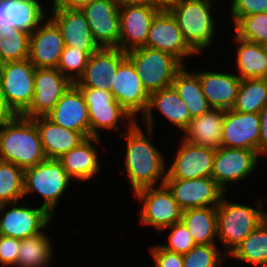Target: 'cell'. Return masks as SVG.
I'll return each mask as SVG.
<instances>
[{
  "label": "cell",
  "mask_w": 267,
  "mask_h": 267,
  "mask_svg": "<svg viewBox=\"0 0 267 267\" xmlns=\"http://www.w3.org/2000/svg\"><path fill=\"white\" fill-rule=\"evenodd\" d=\"M164 184L183 211L191 208L217 207L225 195L212 177L165 179Z\"/></svg>",
  "instance_id": "30bf717a"
},
{
  "label": "cell",
  "mask_w": 267,
  "mask_h": 267,
  "mask_svg": "<svg viewBox=\"0 0 267 267\" xmlns=\"http://www.w3.org/2000/svg\"><path fill=\"white\" fill-rule=\"evenodd\" d=\"M236 260L267 266V217L229 254Z\"/></svg>",
  "instance_id": "d6a6232c"
},
{
  "label": "cell",
  "mask_w": 267,
  "mask_h": 267,
  "mask_svg": "<svg viewBox=\"0 0 267 267\" xmlns=\"http://www.w3.org/2000/svg\"><path fill=\"white\" fill-rule=\"evenodd\" d=\"M172 86L184 101L192 118L212 109L202 91L197 73L187 72L183 66L175 75Z\"/></svg>",
  "instance_id": "4dcf8cb0"
},
{
  "label": "cell",
  "mask_w": 267,
  "mask_h": 267,
  "mask_svg": "<svg viewBox=\"0 0 267 267\" xmlns=\"http://www.w3.org/2000/svg\"><path fill=\"white\" fill-rule=\"evenodd\" d=\"M230 11L236 24L243 16L267 12V0H233Z\"/></svg>",
  "instance_id": "b9f144b4"
},
{
  "label": "cell",
  "mask_w": 267,
  "mask_h": 267,
  "mask_svg": "<svg viewBox=\"0 0 267 267\" xmlns=\"http://www.w3.org/2000/svg\"><path fill=\"white\" fill-rule=\"evenodd\" d=\"M119 6L125 5H165L161 0H116Z\"/></svg>",
  "instance_id": "c3c4849f"
},
{
  "label": "cell",
  "mask_w": 267,
  "mask_h": 267,
  "mask_svg": "<svg viewBox=\"0 0 267 267\" xmlns=\"http://www.w3.org/2000/svg\"><path fill=\"white\" fill-rule=\"evenodd\" d=\"M267 212L229 202L222 196L217 206V236L230 254L265 218Z\"/></svg>",
  "instance_id": "277c9868"
},
{
  "label": "cell",
  "mask_w": 267,
  "mask_h": 267,
  "mask_svg": "<svg viewBox=\"0 0 267 267\" xmlns=\"http://www.w3.org/2000/svg\"><path fill=\"white\" fill-rule=\"evenodd\" d=\"M5 204H6V203L0 199V213L2 212V210H3L4 206H5Z\"/></svg>",
  "instance_id": "681fc988"
},
{
  "label": "cell",
  "mask_w": 267,
  "mask_h": 267,
  "mask_svg": "<svg viewBox=\"0 0 267 267\" xmlns=\"http://www.w3.org/2000/svg\"><path fill=\"white\" fill-rule=\"evenodd\" d=\"M30 34L29 61L35 68H57L64 50L58 26L49 18Z\"/></svg>",
  "instance_id": "7402d4cb"
},
{
  "label": "cell",
  "mask_w": 267,
  "mask_h": 267,
  "mask_svg": "<svg viewBox=\"0 0 267 267\" xmlns=\"http://www.w3.org/2000/svg\"><path fill=\"white\" fill-rule=\"evenodd\" d=\"M200 84L209 105L213 109L230 110L233 108L241 79L234 74L199 72Z\"/></svg>",
  "instance_id": "4316f807"
},
{
  "label": "cell",
  "mask_w": 267,
  "mask_h": 267,
  "mask_svg": "<svg viewBox=\"0 0 267 267\" xmlns=\"http://www.w3.org/2000/svg\"><path fill=\"white\" fill-rule=\"evenodd\" d=\"M126 57V52L119 48L101 47L89 56L85 72L75 84L110 91L117 68Z\"/></svg>",
  "instance_id": "603a6c76"
},
{
  "label": "cell",
  "mask_w": 267,
  "mask_h": 267,
  "mask_svg": "<svg viewBox=\"0 0 267 267\" xmlns=\"http://www.w3.org/2000/svg\"><path fill=\"white\" fill-rule=\"evenodd\" d=\"M153 108L159 109L169 122L183 132L188 128L192 119L184 101L180 98L172 85L154 91L150 93L147 110L143 116H141L144 124L147 125L146 130L150 138H152L151 136L153 133Z\"/></svg>",
  "instance_id": "cb8c5ba5"
},
{
  "label": "cell",
  "mask_w": 267,
  "mask_h": 267,
  "mask_svg": "<svg viewBox=\"0 0 267 267\" xmlns=\"http://www.w3.org/2000/svg\"><path fill=\"white\" fill-rule=\"evenodd\" d=\"M164 6L174 16L185 41L196 54L210 46L215 32L210 0H170Z\"/></svg>",
  "instance_id": "3957f363"
},
{
  "label": "cell",
  "mask_w": 267,
  "mask_h": 267,
  "mask_svg": "<svg viewBox=\"0 0 267 267\" xmlns=\"http://www.w3.org/2000/svg\"><path fill=\"white\" fill-rule=\"evenodd\" d=\"M134 64L143 87L150 94L172 85L177 72L185 66L173 55L160 50L139 47L126 52Z\"/></svg>",
  "instance_id": "5b68a950"
},
{
  "label": "cell",
  "mask_w": 267,
  "mask_h": 267,
  "mask_svg": "<svg viewBox=\"0 0 267 267\" xmlns=\"http://www.w3.org/2000/svg\"><path fill=\"white\" fill-rule=\"evenodd\" d=\"M72 84L57 68H36L33 101L22 116H46Z\"/></svg>",
  "instance_id": "4fadbf2b"
},
{
  "label": "cell",
  "mask_w": 267,
  "mask_h": 267,
  "mask_svg": "<svg viewBox=\"0 0 267 267\" xmlns=\"http://www.w3.org/2000/svg\"><path fill=\"white\" fill-rule=\"evenodd\" d=\"M134 194L143 202L141 224L155 226L161 231L181 221L183 210L165 184L158 188H144Z\"/></svg>",
  "instance_id": "ba28073f"
},
{
  "label": "cell",
  "mask_w": 267,
  "mask_h": 267,
  "mask_svg": "<svg viewBox=\"0 0 267 267\" xmlns=\"http://www.w3.org/2000/svg\"><path fill=\"white\" fill-rule=\"evenodd\" d=\"M224 110L210 109L192 118L183 137L189 143L216 150L221 146Z\"/></svg>",
  "instance_id": "83f0119b"
},
{
  "label": "cell",
  "mask_w": 267,
  "mask_h": 267,
  "mask_svg": "<svg viewBox=\"0 0 267 267\" xmlns=\"http://www.w3.org/2000/svg\"><path fill=\"white\" fill-rule=\"evenodd\" d=\"M262 47H263V49H264V51H265V54H266V57H267V43L264 44V45H262Z\"/></svg>",
  "instance_id": "f907efd6"
},
{
  "label": "cell",
  "mask_w": 267,
  "mask_h": 267,
  "mask_svg": "<svg viewBox=\"0 0 267 267\" xmlns=\"http://www.w3.org/2000/svg\"><path fill=\"white\" fill-rule=\"evenodd\" d=\"M170 228L168 245H160L163 249L179 254L188 253L196 244L190 232L182 221L176 222Z\"/></svg>",
  "instance_id": "60d3db41"
},
{
  "label": "cell",
  "mask_w": 267,
  "mask_h": 267,
  "mask_svg": "<svg viewBox=\"0 0 267 267\" xmlns=\"http://www.w3.org/2000/svg\"><path fill=\"white\" fill-rule=\"evenodd\" d=\"M79 88L88 107L90 137L100 138L99 129L119 130L120 128L117 124L122 119L123 121L124 119L138 121L114 99L111 91H104L93 87Z\"/></svg>",
  "instance_id": "9c48e42d"
},
{
  "label": "cell",
  "mask_w": 267,
  "mask_h": 267,
  "mask_svg": "<svg viewBox=\"0 0 267 267\" xmlns=\"http://www.w3.org/2000/svg\"><path fill=\"white\" fill-rule=\"evenodd\" d=\"M24 170L0 160V199L6 204L17 203L24 197Z\"/></svg>",
  "instance_id": "8d00e7d4"
},
{
  "label": "cell",
  "mask_w": 267,
  "mask_h": 267,
  "mask_svg": "<svg viewBox=\"0 0 267 267\" xmlns=\"http://www.w3.org/2000/svg\"><path fill=\"white\" fill-rule=\"evenodd\" d=\"M150 252L155 260V267H183V254L167 251L160 244L151 247Z\"/></svg>",
  "instance_id": "ee69618b"
},
{
  "label": "cell",
  "mask_w": 267,
  "mask_h": 267,
  "mask_svg": "<svg viewBox=\"0 0 267 267\" xmlns=\"http://www.w3.org/2000/svg\"><path fill=\"white\" fill-rule=\"evenodd\" d=\"M0 129V160L24 170L47 159L32 118L16 115L0 124Z\"/></svg>",
  "instance_id": "7a4b0ae2"
},
{
  "label": "cell",
  "mask_w": 267,
  "mask_h": 267,
  "mask_svg": "<svg viewBox=\"0 0 267 267\" xmlns=\"http://www.w3.org/2000/svg\"><path fill=\"white\" fill-rule=\"evenodd\" d=\"M223 256L216 244L195 245L183 254V267H221Z\"/></svg>",
  "instance_id": "ab89813d"
},
{
  "label": "cell",
  "mask_w": 267,
  "mask_h": 267,
  "mask_svg": "<svg viewBox=\"0 0 267 267\" xmlns=\"http://www.w3.org/2000/svg\"><path fill=\"white\" fill-rule=\"evenodd\" d=\"M92 0H52V8L81 9Z\"/></svg>",
  "instance_id": "bcb514c9"
},
{
  "label": "cell",
  "mask_w": 267,
  "mask_h": 267,
  "mask_svg": "<svg viewBox=\"0 0 267 267\" xmlns=\"http://www.w3.org/2000/svg\"><path fill=\"white\" fill-rule=\"evenodd\" d=\"M51 12L49 18L58 26L65 46L84 51L89 56L101 48L81 9L52 8Z\"/></svg>",
  "instance_id": "d6986e66"
},
{
  "label": "cell",
  "mask_w": 267,
  "mask_h": 267,
  "mask_svg": "<svg viewBox=\"0 0 267 267\" xmlns=\"http://www.w3.org/2000/svg\"><path fill=\"white\" fill-rule=\"evenodd\" d=\"M114 99L135 118L141 111V116L146 112L150 94L143 87L136 73L134 64L126 57L118 66L114 75L112 89Z\"/></svg>",
  "instance_id": "2e32d148"
},
{
  "label": "cell",
  "mask_w": 267,
  "mask_h": 267,
  "mask_svg": "<svg viewBox=\"0 0 267 267\" xmlns=\"http://www.w3.org/2000/svg\"><path fill=\"white\" fill-rule=\"evenodd\" d=\"M259 155L267 154V105L260 111Z\"/></svg>",
  "instance_id": "f6af8a7d"
},
{
  "label": "cell",
  "mask_w": 267,
  "mask_h": 267,
  "mask_svg": "<svg viewBox=\"0 0 267 267\" xmlns=\"http://www.w3.org/2000/svg\"><path fill=\"white\" fill-rule=\"evenodd\" d=\"M20 250V240L0 235V264L15 266Z\"/></svg>",
  "instance_id": "7bdbcfd3"
},
{
  "label": "cell",
  "mask_w": 267,
  "mask_h": 267,
  "mask_svg": "<svg viewBox=\"0 0 267 267\" xmlns=\"http://www.w3.org/2000/svg\"><path fill=\"white\" fill-rule=\"evenodd\" d=\"M3 214L9 204H5L0 213V235L12 237L19 240L41 234L49 222L52 215L42 206L30 208L25 206H15ZM15 204V205H14ZM3 216V217H2Z\"/></svg>",
  "instance_id": "e0dca14e"
},
{
  "label": "cell",
  "mask_w": 267,
  "mask_h": 267,
  "mask_svg": "<svg viewBox=\"0 0 267 267\" xmlns=\"http://www.w3.org/2000/svg\"><path fill=\"white\" fill-rule=\"evenodd\" d=\"M15 116L16 114L11 110V108L9 107V105L5 100L2 86L0 83V124L12 119Z\"/></svg>",
  "instance_id": "7dc6e473"
},
{
  "label": "cell",
  "mask_w": 267,
  "mask_h": 267,
  "mask_svg": "<svg viewBox=\"0 0 267 267\" xmlns=\"http://www.w3.org/2000/svg\"><path fill=\"white\" fill-rule=\"evenodd\" d=\"M32 119L36 123L47 159H58L86 139L80 132L61 127L47 116Z\"/></svg>",
  "instance_id": "484cf974"
},
{
  "label": "cell",
  "mask_w": 267,
  "mask_h": 267,
  "mask_svg": "<svg viewBox=\"0 0 267 267\" xmlns=\"http://www.w3.org/2000/svg\"><path fill=\"white\" fill-rule=\"evenodd\" d=\"M164 4L167 3L170 0H161Z\"/></svg>",
  "instance_id": "816d5d0a"
},
{
  "label": "cell",
  "mask_w": 267,
  "mask_h": 267,
  "mask_svg": "<svg viewBox=\"0 0 267 267\" xmlns=\"http://www.w3.org/2000/svg\"><path fill=\"white\" fill-rule=\"evenodd\" d=\"M38 0H0V26L33 33L46 18Z\"/></svg>",
  "instance_id": "d4e9b609"
},
{
  "label": "cell",
  "mask_w": 267,
  "mask_h": 267,
  "mask_svg": "<svg viewBox=\"0 0 267 267\" xmlns=\"http://www.w3.org/2000/svg\"><path fill=\"white\" fill-rule=\"evenodd\" d=\"M260 115L225 111L221 146L253 150L259 156Z\"/></svg>",
  "instance_id": "ac0fdd59"
},
{
  "label": "cell",
  "mask_w": 267,
  "mask_h": 267,
  "mask_svg": "<svg viewBox=\"0 0 267 267\" xmlns=\"http://www.w3.org/2000/svg\"><path fill=\"white\" fill-rule=\"evenodd\" d=\"M126 134L127 149L124 169L132 184L133 192L154 187L161 180L163 185L166 178V165L163 155L151 144L136 121H128Z\"/></svg>",
  "instance_id": "6da1fadb"
},
{
  "label": "cell",
  "mask_w": 267,
  "mask_h": 267,
  "mask_svg": "<svg viewBox=\"0 0 267 267\" xmlns=\"http://www.w3.org/2000/svg\"><path fill=\"white\" fill-rule=\"evenodd\" d=\"M144 47L167 52L182 64L185 56L196 54L185 41L176 19L165 6L155 15Z\"/></svg>",
  "instance_id": "7c38bea8"
},
{
  "label": "cell",
  "mask_w": 267,
  "mask_h": 267,
  "mask_svg": "<svg viewBox=\"0 0 267 267\" xmlns=\"http://www.w3.org/2000/svg\"><path fill=\"white\" fill-rule=\"evenodd\" d=\"M42 232L20 240V250L16 267H45L52 257V244Z\"/></svg>",
  "instance_id": "e575fe53"
},
{
  "label": "cell",
  "mask_w": 267,
  "mask_h": 267,
  "mask_svg": "<svg viewBox=\"0 0 267 267\" xmlns=\"http://www.w3.org/2000/svg\"><path fill=\"white\" fill-rule=\"evenodd\" d=\"M46 116L61 127L90 137L88 107L80 88L74 83Z\"/></svg>",
  "instance_id": "44dd1931"
},
{
  "label": "cell",
  "mask_w": 267,
  "mask_h": 267,
  "mask_svg": "<svg viewBox=\"0 0 267 267\" xmlns=\"http://www.w3.org/2000/svg\"><path fill=\"white\" fill-rule=\"evenodd\" d=\"M267 105V78L243 79L232 110L260 113Z\"/></svg>",
  "instance_id": "836d02e7"
},
{
  "label": "cell",
  "mask_w": 267,
  "mask_h": 267,
  "mask_svg": "<svg viewBox=\"0 0 267 267\" xmlns=\"http://www.w3.org/2000/svg\"><path fill=\"white\" fill-rule=\"evenodd\" d=\"M258 153L253 150L225 148L215 150L211 177L226 193L227 183H236L247 178L258 163Z\"/></svg>",
  "instance_id": "9a60e30c"
},
{
  "label": "cell",
  "mask_w": 267,
  "mask_h": 267,
  "mask_svg": "<svg viewBox=\"0 0 267 267\" xmlns=\"http://www.w3.org/2000/svg\"><path fill=\"white\" fill-rule=\"evenodd\" d=\"M215 150L183 139L176 158L166 171L165 179H198L211 177Z\"/></svg>",
  "instance_id": "ffe728a7"
},
{
  "label": "cell",
  "mask_w": 267,
  "mask_h": 267,
  "mask_svg": "<svg viewBox=\"0 0 267 267\" xmlns=\"http://www.w3.org/2000/svg\"><path fill=\"white\" fill-rule=\"evenodd\" d=\"M119 7L116 0H92L81 8L91 33L100 47H118L120 35Z\"/></svg>",
  "instance_id": "5bb4252c"
},
{
  "label": "cell",
  "mask_w": 267,
  "mask_h": 267,
  "mask_svg": "<svg viewBox=\"0 0 267 267\" xmlns=\"http://www.w3.org/2000/svg\"><path fill=\"white\" fill-rule=\"evenodd\" d=\"M164 5H125L119 7L118 47L124 52L144 47L151 23Z\"/></svg>",
  "instance_id": "8fae6325"
},
{
  "label": "cell",
  "mask_w": 267,
  "mask_h": 267,
  "mask_svg": "<svg viewBox=\"0 0 267 267\" xmlns=\"http://www.w3.org/2000/svg\"><path fill=\"white\" fill-rule=\"evenodd\" d=\"M181 221L196 245L215 244L217 236V207L191 208L182 212Z\"/></svg>",
  "instance_id": "f546056e"
},
{
  "label": "cell",
  "mask_w": 267,
  "mask_h": 267,
  "mask_svg": "<svg viewBox=\"0 0 267 267\" xmlns=\"http://www.w3.org/2000/svg\"><path fill=\"white\" fill-rule=\"evenodd\" d=\"M35 70L29 59L0 64L4 97L16 115H22L33 101Z\"/></svg>",
  "instance_id": "52a82bcc"
},
{
  "label": "cell",
  "mask_w": 267,
  "mask_h": 267,
  "mask_svg": "<svg viewBox=\"0 0 267 267\" xmlns=\"http://www.w3.org/2000/svg\"><path fill=\"white\" fill-rule=\"evenodd\" d=\"M234 27L241 40L259 45L267 43V12L243 16Z\"/></svg>",
  "instance_id": "74e56055"
},
{
  "label": "cell",
  "mask_w": 267,
  "mask_h": 267,
  "mask_svg": "<svg viewBox=\"0 0 267 267\" xmlns=\"http://www.w3.org/2000/svg\"><path fill=\"white\" fill-rule=\"evenodd\" d=\"M99 141L101 140L97 137L86 138L77 147L58 158L72 179L88 181L99 172L98 152L91 144Z\"/></svg>",
  "instance_id": "f1b7e54d"
},
{
  "label": "cell",
  "mask_w": 267,
  "mask_h": 267,
  "mask_svg": "<svg viewBox=\"0 0 267 267\" xmlns=\"http://www.w3.org/2000/svg\"><path fill=\"white\" fill-rule=\"evenodd\" d=\"M30 34L0 26V64L29 58Z\"/></svg>",
  "instance_id": "d590c367"
},
{
  "label": "cell",
  "mask_w": 267,
  "mask_h": 267,
  "mask_svg": "<svg viewBox=\"0 0 267 267\" xmlns=\"http://www.w3.org/2000/svg\"><path fill=\"white\" fill-rule=\"evenodd\" d=\"M238 45L237 68L241 80L267 78V57L262 45L241 40L235 35Z\"/></svg>",
  "instance_id": "1f68e13d"
},
{
  "label": "cell",
  "mask_w": 267,
  "mask_h": 267,
  "mask_svg": "<svg viewBox=\"0 0 267 267\" xmlns=\"http://www.w3.org/2000/svg\"><path fill=\"white\" fill-rule=\"evenodd\" d=\"M70 181L71 177L58 159H46L33 167L24 169V196L37 192L44 199L41 206L53 215L57 201Z\"/></svg>",
  "instance_id": "8992f818"
},
{
  "label": "cell",
  "mask_w": 267,
  "mask_h": 267,
  "mask_svg": "<svg viewBox=\"0 0 267 267\" xmlns=\"http://www.w3.org/2000/svg\"><path fill=\"white\" fill-rule=\"evenodd\" d=\"M88 59L86 52L65 46L57 69L75 84L83 76Z\"/></svg>",
  "instance_id": "f35d334b"
}]
</instances>
